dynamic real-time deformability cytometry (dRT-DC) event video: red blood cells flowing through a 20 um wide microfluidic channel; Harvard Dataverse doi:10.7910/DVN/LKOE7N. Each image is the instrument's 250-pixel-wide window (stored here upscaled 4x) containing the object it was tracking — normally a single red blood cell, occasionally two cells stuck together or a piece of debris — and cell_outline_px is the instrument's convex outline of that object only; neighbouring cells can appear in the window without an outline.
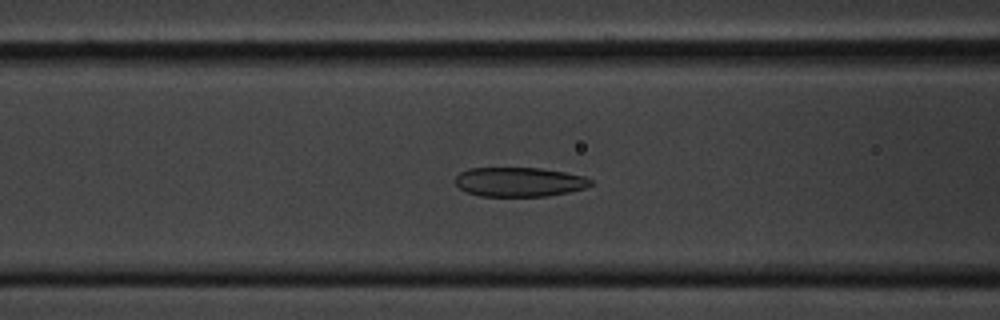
{"species": "common noctule bat (a hibernating species)", "species_latin": "Nyctalus noctula", "temperature_condition": "cold", "stored_images_in_passage": 56, "camera_frame_rate_fps": 3000, "um_per_image_px": 0.085, "animal": {"sex": "male", "body_mass_g": 20.1, "forearm_length_mm": 53.5}, "frame": {"image": 1, "passage_image": 22, "time_ms": 7.0, "image_size_px": [1000, 320], "cell_outline_px": [[596, 184], [584, 188], [568, 192], [548, 196], [480, 196], [468, 192], [460, 188], [456, 184], [456, 176], [460, 172], [468, 168], [540, 168], [564, 172], [584, 176], [592, 180]], "centroid_in_image_um": [44.17, 15.46], "position_along_channel_um": 122.4, "area_um2": 23.18}}
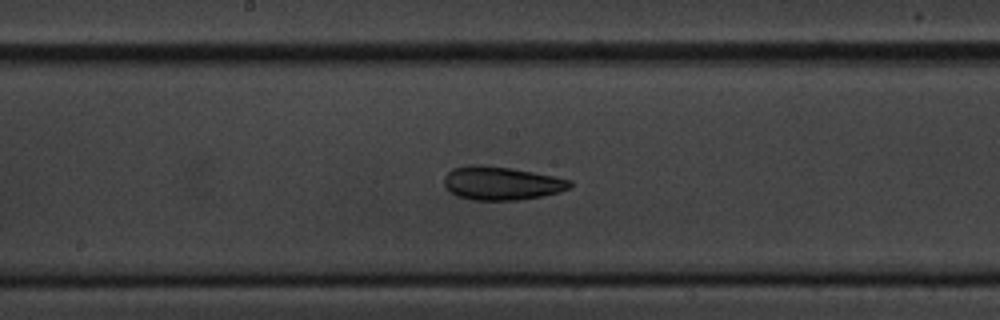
{"frame": {"image": 2, "passage_image": 29, "time_ms": 9.333, "image_size_px": [1000, 320], "cell_outline_px": [[572, 188], [560, 192], [540, 196], [516, 200], [472, 200], [456, 196], [448, 192], [444, 188], [444, 176], [452, 168], [468, 164], [480, 164], [512, 168], [572, 180]], "centroid_in_image_um": [42.57, 15.57], "position_along_channel_um": 205.6, "area_um2": 24.85}}
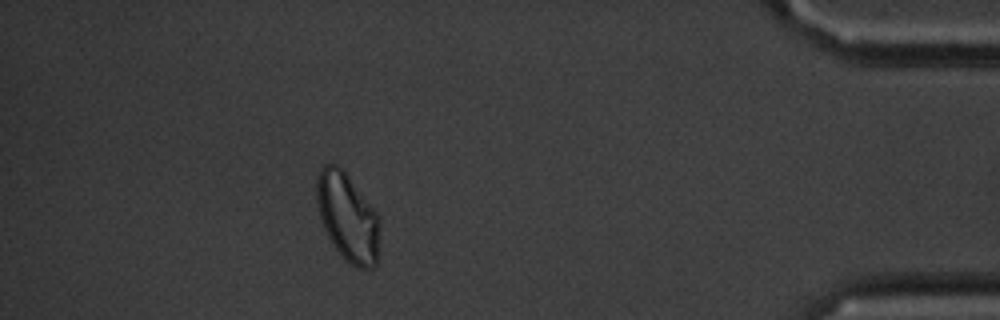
{"frame": {"image": 3, "passage_image": 50, "time_ms": 16.333, "image_size_px": [1000, 320], "cell_outline_px": [[380, 224], [376, 264], [372, 268], [356, 268], [348, 264], [344, 260], [328, 236], [324, 228], [320, 216], [316, 200], [316, 180], [324, 164], [336, 164], [344, 172], [380, 216]], "centroid_in_image_um": [29.55, 18.5], "position_along_channel_um": 405.6, "area_um2": 32.14}, "authors_computed_cell_mechanics": {"area_um2": 25.6054, "velocity_mm_per_s": 3.5552, "shape_relaxation_time_tau1_ms": 4.888, "shape_relaxation_time_tau2_ms": 7.5692, "deformation_change_tau1": 0.1072, "deformation_change_tau2": 0.135}}